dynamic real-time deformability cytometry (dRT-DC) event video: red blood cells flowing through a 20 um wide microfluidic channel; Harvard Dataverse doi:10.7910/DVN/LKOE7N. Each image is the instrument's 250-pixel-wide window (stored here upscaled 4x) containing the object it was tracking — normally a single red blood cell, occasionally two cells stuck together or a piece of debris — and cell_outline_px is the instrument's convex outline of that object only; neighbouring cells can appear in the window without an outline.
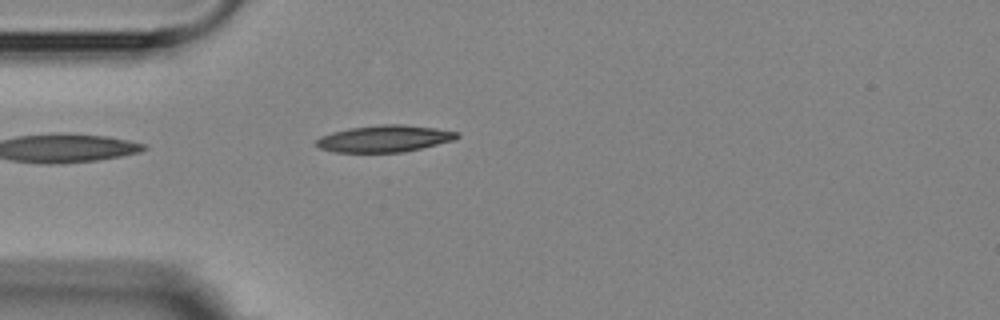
{"species": "Egyptian fruit bat (a non-hibernating species)", "species_latin": "Rousettus aegyptiacus", "temperature_condition": "room temperature", "stored_images_in_passage": 4, "camera_frame_rate_fps": 3000, "um_per_image_px": 0.085, "animal": {"sex": "female"}, "frame": {"image": 1, "passage_image": 4, "time_ms": 4.333, "image_size_px": [1000, 320], "cell_outline_px": [[460, 136], [452, 140], [404, 152], [336, 152], [320, 148], [316, 144], [316, 140], [320, 136], [332, 132], [352, 128], [380, 124], [404, 124], [436, 128], [460, 132]], "centroid_in_image_um": [32.69, 11.77], "position_along_channel_um": 52.3, "area_um2": 21.79}}